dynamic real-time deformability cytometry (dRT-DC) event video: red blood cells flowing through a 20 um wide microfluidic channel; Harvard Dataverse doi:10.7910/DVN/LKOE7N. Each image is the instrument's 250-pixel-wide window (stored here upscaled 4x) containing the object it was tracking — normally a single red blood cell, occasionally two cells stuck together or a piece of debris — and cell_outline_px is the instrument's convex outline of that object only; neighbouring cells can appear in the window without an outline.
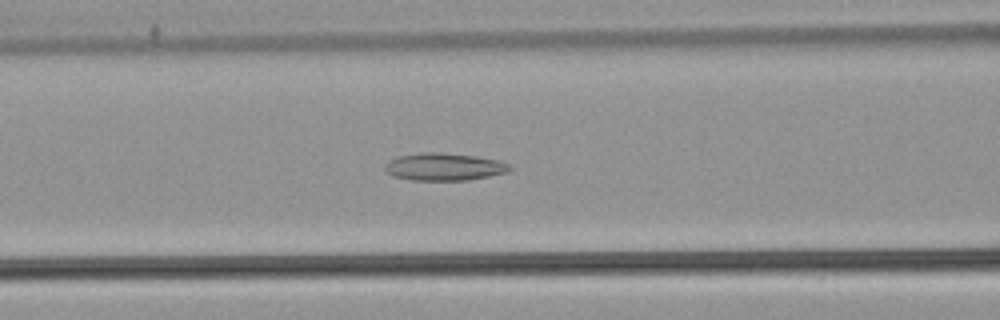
{"species": "common noctule bat (a hibernating species)", "species_latin": "Nyctalus noctula", "temperature_condition": "warm", "stored_images_in_passage": 54, "camera_frame_rate_fps": 3000, "um_per_image_px": 0.085, "animal": {"sex": "male", "body_mass_g": 21.5, "forearm_length_mm": 52.0}, "frame": {"image": 1, "passage_image": 23, "time_ms": 7.333, "image_size_px": [1000, 320], "cell_outline_px": [[512, 168], [508, 172], [468, 180], [412, 180], [392, 176], [384, 168], [392, 160], [400, 156], [424, 152], [440, 152], [476, 156], [496, 160], [512, 164]], "centroid_in_image_um": [37.81, 14.18], "position_along_channel_um": 128.8, "area_um2": 19.77}}
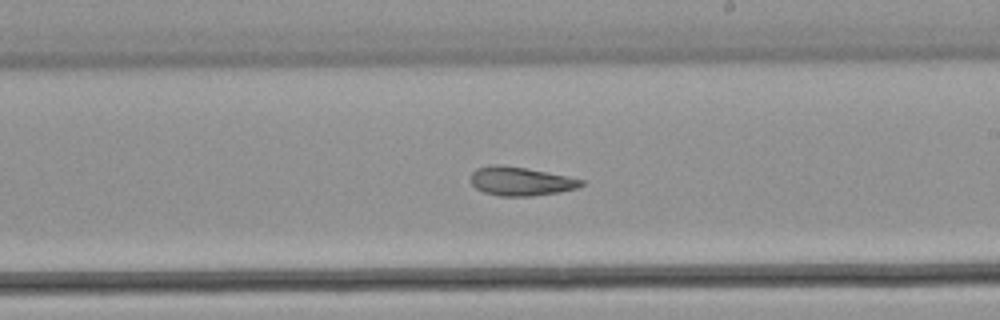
{"frame": {"image": 2, "passage_image": 32, "time_ms": 10.333, "image_size_px": [1000, 320], "cell_outline_px": [[584, 184], [576, 188], [560, 192], [532, 196], [500, 196], [484, 192], [476, 188], [472, 184], [472, 172], [476, 168], [492, 164], [496, 164], [524, 168], [568, 176], [584, 180]], "centroid_in_image_um": [44.26, 15.41], "position_along_channel_um": 244.7, "area_um2": 18.38}}
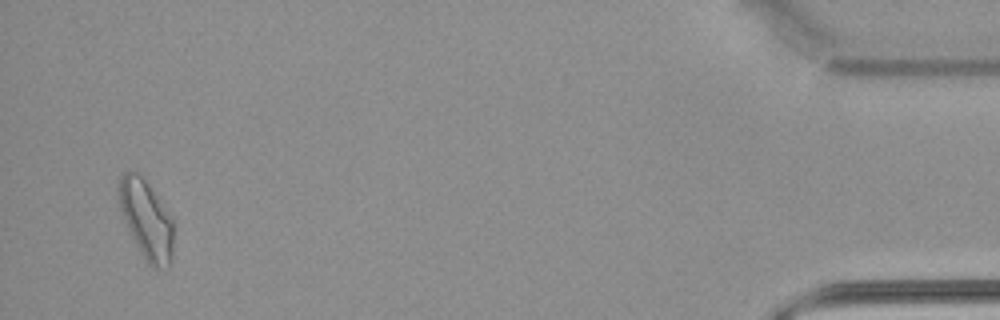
{"frame": {"image": 3, "passage_image": 52, "time_ms": 17.0, "image_size_px": [1000, 320], "cell_outline_px": [[172, 256], [168, 268], [152, 268], [148, 264], [140, 252], [124, 220], [120, 208], [120, 176], [124, 172], [136, 172], [144, 180], [172, 216]], "centroid_in_image_um": [12.46, 18.72], "position_along_channel_um": 422.7, "area_um2": 24.45}, "authors_computed_cell_mechanics": {"area_um2": 22.0507, "velocity_mm_per_s": 3.8676, "shape_relaxation_time_tau1_ms": null, "shape_relaxation_time_tau2_ms": 4.5869, "deformation_change_tau1": null, "deformation_change_tau2": 0.1179}}